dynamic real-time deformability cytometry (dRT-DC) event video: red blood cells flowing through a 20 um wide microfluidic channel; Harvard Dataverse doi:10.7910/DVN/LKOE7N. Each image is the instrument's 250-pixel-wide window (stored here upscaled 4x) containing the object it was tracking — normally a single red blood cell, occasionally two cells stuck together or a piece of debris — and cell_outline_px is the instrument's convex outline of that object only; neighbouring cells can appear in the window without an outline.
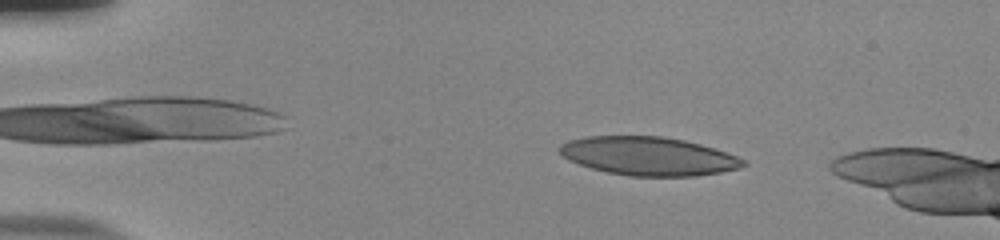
{"species": "human", "species_latin": "Homo sapiens", "temperature_condition": "room temperature", "stored_images_in_passage": 52, "camera_frame_rate_fps": 3000, "um_per_image_px": 0.085, "donor": {"sex": "male"}, "frame": {"image": 1, "passage_image": 9, "time_ms": 2.667, "image_size_px": [1000, 240], "cell_outline_px": [[748, 164], [740, 168], [720, 172], [696, 176], [628, 176], [608, 172], [592, 168], [568, 160], [560, 152], [560, 144], [568, 140], [584, 136], [664, 136], [684, 140], [700, 144], [736, 156], [744, 160]], "centroid_in_image_um": [55.11, 13.27], "position_along_channel_um": 29.9, "area_um2": 41.1}}
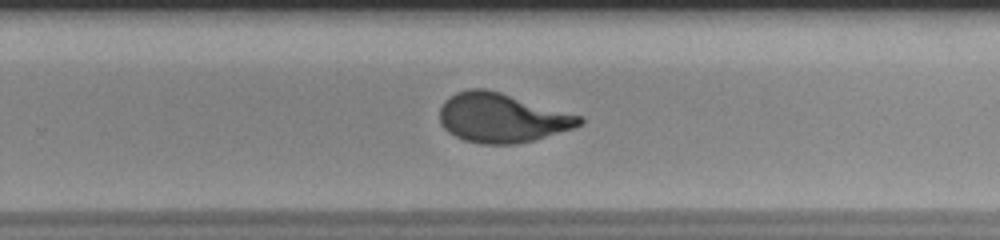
{"frame": {"image": 2, "passage_image": 35, "time_ms": 11.333, "image_size_px": [1000, 240], "cell_outline_px": [[584, 120], [580, 124], [572, 128], [532, 140], [516, 144], [480, 144], [464, 140], [448, 132], [440, 124], [440, 108], [444, 100], [448, 96], [456, 92], [468, 88], [484, 88], [500, 92], [584, 116]], "centroid_in_image_um": [42.62, 10.0], "position_along_channel_um": 287.2, "area_um2": 40.17}}
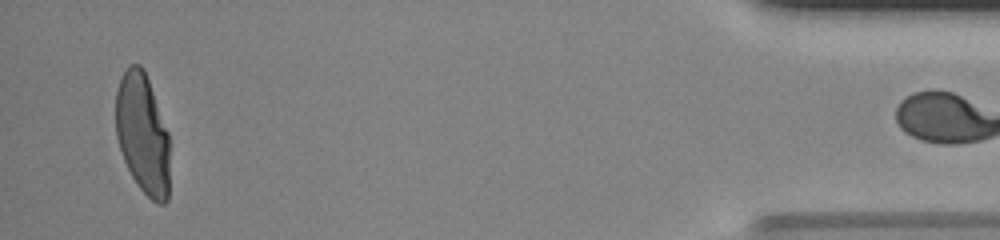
{"frame": {"image": 3, "passage_image": 51, "time_ms": 16.667, "image_size_px": [1000, 240], "cell_outline_px": [[168, 200], [164, 204], [160, 204], [152, 200], [136, 184], [124, 160], [116, 136], [116, 92], [120, 76], [128, 64], [140, 64], [144, 68], [168, 132]], "centroid_in_image_um": [12.1, 11.33], "position_along_channel_um": 423.1, "area_um2": 37.8}}